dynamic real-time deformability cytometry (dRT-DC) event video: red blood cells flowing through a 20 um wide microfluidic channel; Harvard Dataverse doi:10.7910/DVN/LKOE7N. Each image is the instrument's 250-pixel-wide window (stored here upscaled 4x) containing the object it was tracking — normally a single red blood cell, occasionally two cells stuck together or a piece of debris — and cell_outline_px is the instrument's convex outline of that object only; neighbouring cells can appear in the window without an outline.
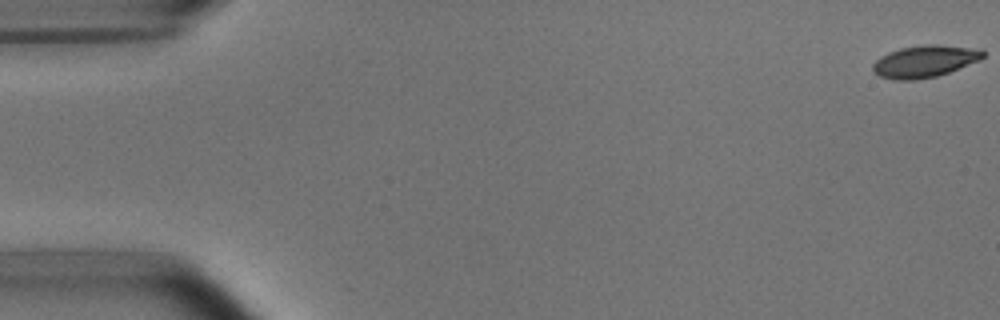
{"species": "common noctule bat (a hibernating species)", "species_latin": "Nyctalus noctula", "temperature_condition": "room temperature", "stored_images_in_passage": 17, "camera_frame_rate_fps": 3000, "um_per_image_px": 0.085, "animal": {"sex": "male", "body_mass_g": 15.6}, "frame": {"image": 1, "passage_image": 1, "time_ms": 0.0, "image_size_px": [1000, 320], "cell_outline_px": [[984, 56], [980, 60], [948, 72], [936, 76], [916, 80], [892, 80], [880, 76], [872, 72], [872, 64], [880, 56], [888, 52], [900, 48], [924, 44], [936, 44], [980, 48], [984, 52]], "centroid_in_image_um": [78.57, 5.2], "position_along_channel_um": 6.4, "area_um2": 20.75}}
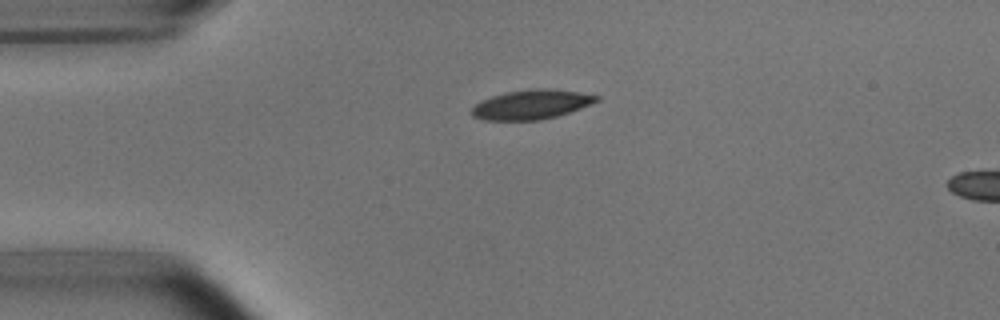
{"frame": {"image": 2, "passage_image": 13, "time_ms": 4.0, "image_size_px": [1000, 320], "cell_outline_px": [[600, 100], [580, 108], [556, 116], [540, 120], [480, 120], [472, 116], [472, 108], [480, 100], [492, 96], [508, 92], [536, 88], [544, 88], [580, 92], [600, 96]], "centroid_in_image_um": [45.15, 8.88], "position_along_channel_um": 39.8, "area_um2": 21.27}}